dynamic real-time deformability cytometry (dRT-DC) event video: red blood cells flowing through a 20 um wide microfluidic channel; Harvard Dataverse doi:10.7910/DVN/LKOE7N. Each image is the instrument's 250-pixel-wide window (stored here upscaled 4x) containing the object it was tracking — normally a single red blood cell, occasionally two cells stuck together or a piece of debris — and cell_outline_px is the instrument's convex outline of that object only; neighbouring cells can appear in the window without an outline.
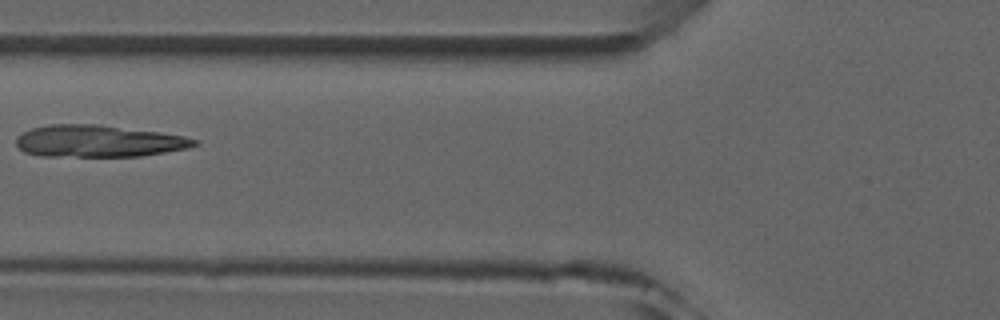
{"species": "common noctule bat (a hibernating species)", "species_latin": "Nyctalus noctula", "temperature_condition": "room temperature", "stored_images_in_passage": 6, "camera_frame_rate_fps": 3000, "um_per_image_px": 0.085, "animal": {"sex": "male", "forearm_length_mm": 52.5}, "frame": {"image": 1, "passage_image": 6, "time_ms": 5.667, "image_size_px": [1000, 320], "cell_outline_px": [[200, 144], [188, 148], [140, 156], [40, 156], [24, 152], [16, 144], [16, 140], [24, 132], [32, 128], [48, 124], [96, 124], [160, 132], [184, 136], [200, 140]], "centroid_in_image_um": [8.4, 11.99], "position_along_channel_um": 117.4, "area_um2": 33.12}}